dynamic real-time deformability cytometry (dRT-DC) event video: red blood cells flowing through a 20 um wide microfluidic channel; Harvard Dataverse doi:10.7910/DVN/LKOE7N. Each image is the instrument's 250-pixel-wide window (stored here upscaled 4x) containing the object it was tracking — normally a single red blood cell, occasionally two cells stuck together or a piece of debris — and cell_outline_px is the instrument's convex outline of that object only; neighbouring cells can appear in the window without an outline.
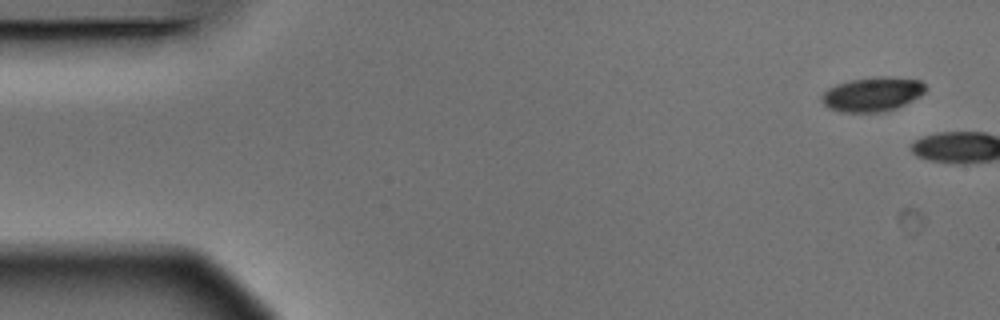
{"species": "Egyptian fruit bat (a non-hibernating species)", "species_latin": "Rousettus aegyptiacus", "temperature_condition": "warm", "stored_images_in_passage": 15, "camera_frame_rate_fps": 3000, "um_per_image_px": 0.085, "animal": {"sex": "male"}, "frame": {"image": 1, "passage_image": 1, "time_ms": 0.0, "image_size_px": [1000, 320], "cell_outline_px": [[928, 88], [920, 96], [896, 108], [884, 112], [840, 112], [828, 108], [820, 100], [820, 96], [828, 88], [836, 84], [852, 80], [876, 76], [892, 76], [920, 80]], "centroid_in_image_um": [74.15, 8.0], "position_along_channel_um": 10.9, "area_um2": 20.98}}
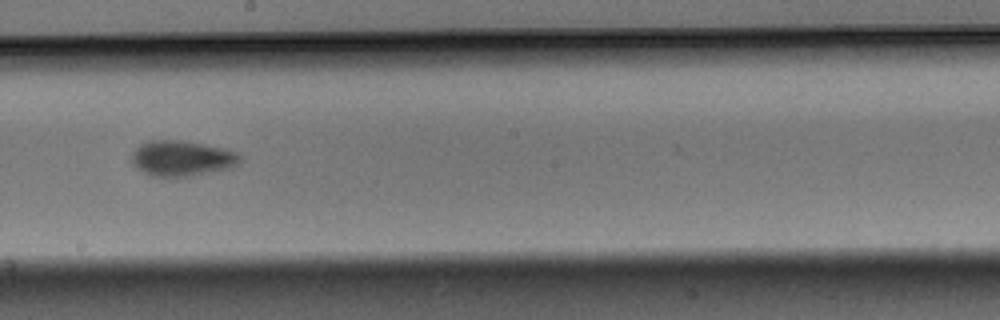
{"frame": {"image": 2, "passage_image": 9, "time_ms": 2.667, "image_size_px": [1000, 320], "cell_outline_px": [[244, 160], [228, 168], [212, 172], [176, 180], [152, 176], [144, 172], [132, 164], [132, 152], [140, 144], [152, 140], [180, 140], [204, 144], [224, 148], [236, 152]], "centroid_in_image_um": [15.45, 13.49], "position_along_channel_um": 232.8, "area_um2": 22.95}}
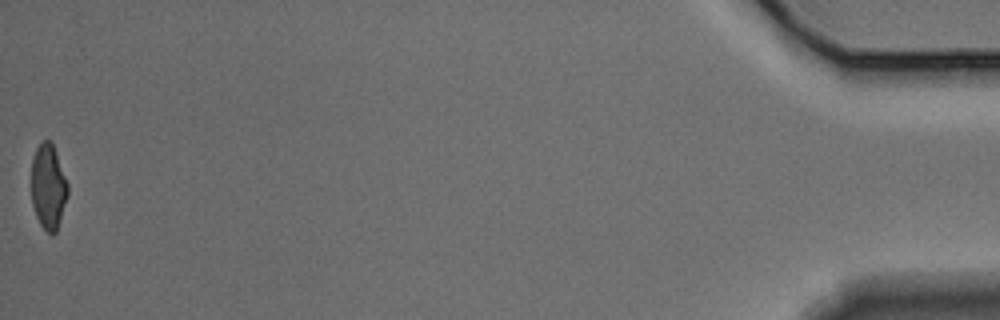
{"frame": {"image": 3, "passage_image": 15, "time_ms": 4.667, "image_size_px": [1000, 320], "cell_outline_px": [[68, 196], [56, 232], [52, 236], [40, 224], [36, 216], [32, 204], [32, 160], [36, 148], [44, 140], [48, 140], [52, 144], [68, 184]], "centroid_in_image_um": [4.11, 15.91], "position_along_channel_um": 431.1, "area_um2": 17.8}}